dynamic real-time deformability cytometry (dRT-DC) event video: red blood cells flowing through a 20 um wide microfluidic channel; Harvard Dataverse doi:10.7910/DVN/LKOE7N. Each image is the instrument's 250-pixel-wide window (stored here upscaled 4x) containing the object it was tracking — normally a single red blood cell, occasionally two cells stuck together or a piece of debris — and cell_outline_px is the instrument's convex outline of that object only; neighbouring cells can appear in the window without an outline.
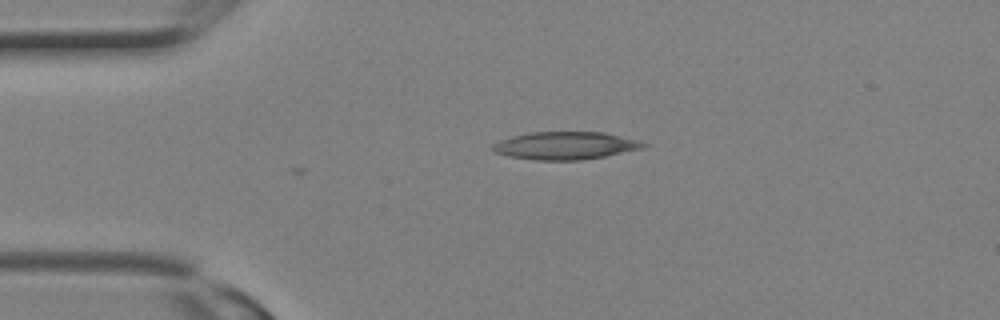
{"species": "Egyptian fruit bat (a non-hibernating species)", "species_latin": "Rousettus aegyptiacus", "temperature_condition": "room temperature", "stored_images_in_passage": 3, "camera_frame_rate_fps": 3000, "um_per_image_px": 0.085, "animal": {"sex": "female"}, "frame": {"image": 1, "passage_image": 3, "time_ms": 0.667, "image_size_px": [1000, 320], "cell_outline_px": [[648, 144], [644, 148], [604, 156], [580, 160], [536, 160], [508, 156], [492, 152], [488, 148], [492, 144], [500, 140], [512, 136], [528, 132], [604, 132], [640, 140]], "centroid_in_image_um": [48.02, 12.37], "position_along_channel_um": 37.0, "area_um2": 24.57}}